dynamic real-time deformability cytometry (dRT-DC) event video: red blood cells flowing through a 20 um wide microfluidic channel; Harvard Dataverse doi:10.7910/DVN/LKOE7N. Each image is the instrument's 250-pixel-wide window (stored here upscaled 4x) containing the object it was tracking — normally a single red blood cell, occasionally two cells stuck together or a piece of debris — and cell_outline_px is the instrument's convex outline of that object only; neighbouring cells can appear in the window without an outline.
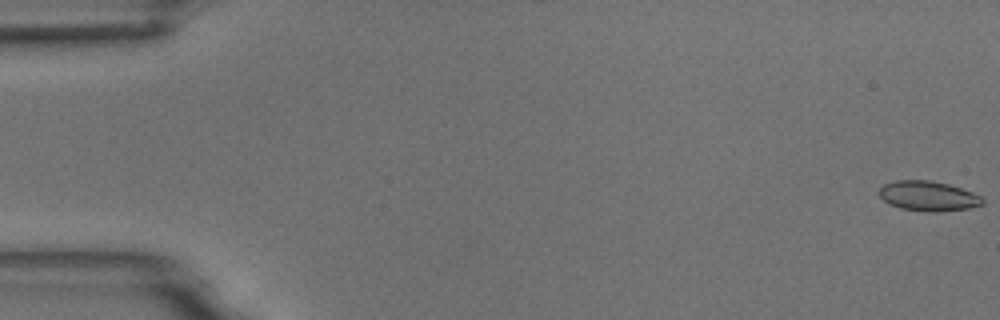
{"species": "common noctule bat (a hibernating species)", "species_latin": "Nyctalus noctula", "temperature_condition": "room temperature", "stored_images_in_passage": 8, "segment_of_instrument_passage": [2, 2], "camera_frame_rate_fps": 3000, "um_per_image_px": 0.085, "animal": {"sex": "male", "body_mass_g": 18.8}, "frame": {"image": 1, "passage_image": 8, "time_ms": 2.333, "image_size_px": [1000, 320], "cell_outline_px": [[984, 204], [968, 208], [936, 212], [928, 212], [900, 208], [888, 204], [880, 196], [880, 188], [884, 184], [896, 180], [928, 180], [948, 184], [972, 192], [980, 196], [984, 200]], "centroid_in_image_um": [78.89, 16.66], "position_along_channel_um": 6.1, "area_um2": 17.92}}